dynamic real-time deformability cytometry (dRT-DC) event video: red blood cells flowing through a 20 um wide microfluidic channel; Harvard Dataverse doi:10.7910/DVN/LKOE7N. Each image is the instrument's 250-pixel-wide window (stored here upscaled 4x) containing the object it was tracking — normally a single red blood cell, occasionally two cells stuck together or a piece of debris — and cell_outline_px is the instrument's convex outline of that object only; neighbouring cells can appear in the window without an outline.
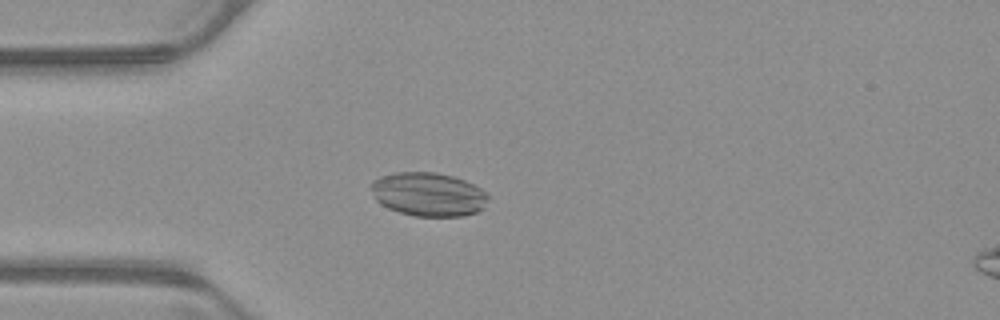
{"species": "common noctule bat (a hibernating species)", "species_latin": "Nyctalus noctula", "temperature_condition": "warm", "stored_images_in_passage": 50, "camera_frame_rate_fps": 3000, "um_per_image_px": 0.085, "animal": {"sex": "male", "body_mass_g": 23.1, "forearm_length_mm": 52.7}, "frame": {"image": 1, "passage_image": 12, "time_ms": 3.667, "image_size_px": [1000, 320], "cell_outline_px": [[488, 200], [484, 208], [476, 212], [460, 216], [416, 216], [400, 212], [388, 208], [380, 204], [376, 200], [372, 188], [372, 184], [376, 180], [384, 176], [396, 172], [436, 172], [452, 176], [464, 180], [480, 188], [488, 196]], "centroid_in_image_um": [36.44, 16.52], "position_along_channel_um": 48.6, "area_um2": 29.48}}
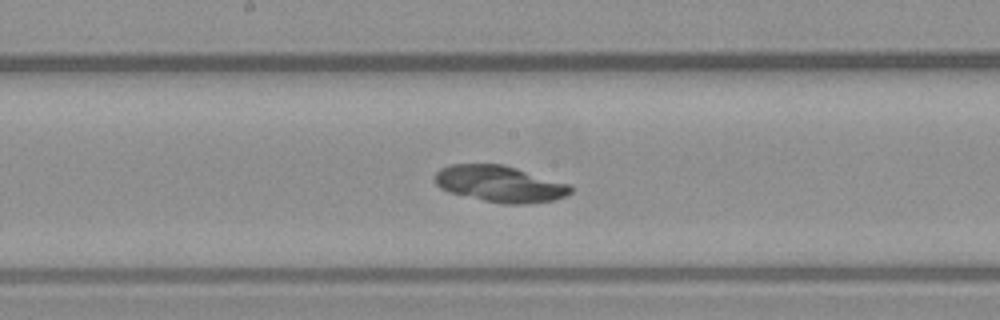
{"frame": {"image": 2, "passage_image": 25, "time_ms": 8.0, "image_size_px": [1000, 320], "cell_outline_px": [[572, 192], [564, 196], [552, 200], [524, 204], [504, 204], [484, 200], [448, 192], [440, 188], [436, 184], [436, 172], [440, 168], [448, 164], [504, 164], [572, 184]], "centroid_in_image_um": [42.51, 15.61], "position_along_channel_um": 205.7, "area_um2": 28.9}}
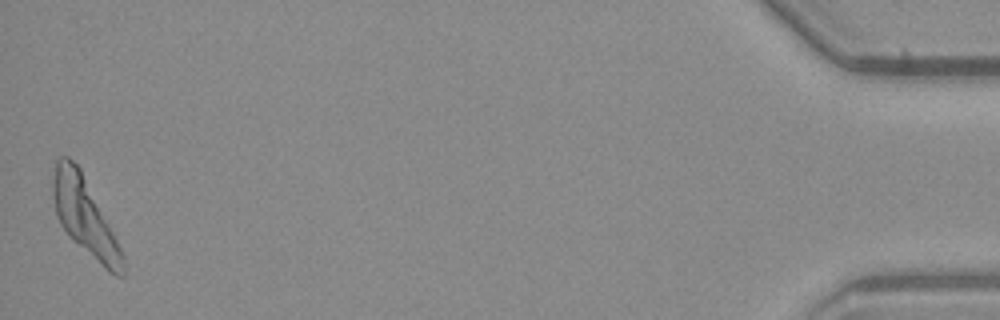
{"frame": {"image": 3, "passage_image": 50, "time_ms": 16.333, "image_size_px": [1000, 320], "cell_outline_px": [[124, 276], [116, 276], [108, 272], [72, 240], [68, 236], [60, 224], [56, 216], [52, 196], [52, 184], [56, 160], [60, 156], [68, 156], [80, 168], [124, 256]], "centroid_in_image_um": [7.17, 18.42], "position_along_channel_um": 428.0, "area_um2": 30.87}}